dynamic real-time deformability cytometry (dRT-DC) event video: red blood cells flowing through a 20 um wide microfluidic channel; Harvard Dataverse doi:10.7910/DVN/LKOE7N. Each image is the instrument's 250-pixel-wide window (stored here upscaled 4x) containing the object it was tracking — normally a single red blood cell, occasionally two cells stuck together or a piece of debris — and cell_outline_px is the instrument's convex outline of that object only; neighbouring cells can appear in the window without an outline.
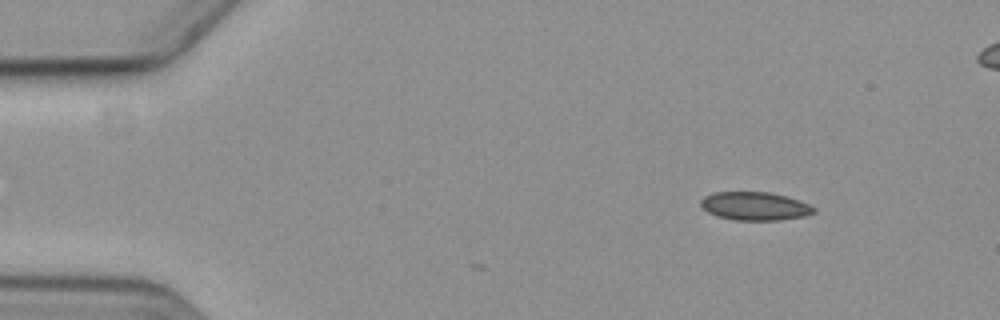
{"species": "common noctule bat (a hibernating species)", "species_latin": "Nyctalus noctula", "temperature_condition": "cold", "stored_images_in_passage": 2, "camera_frame_rate_fps": 3000, "um_per_image_px": 0.085, "animal": {"sex": "female", "body_mass_g": 19.3, "forearm_length_mm": 54.1}, "frame": {"image": 1, "passage_image": 2, "time_ms": 1.0, "image_size_px": [1000, 320], "cell_outline_px": [[816, 212], [804, 216], [780, 220], [732, 220], [716, 216], [708, 212], [700, 204], [700, 200], [704, 196], [716, 192], [768, 192], [784, 196], [808, 204], [816, 208]], "centroid_in_image_um": [64.14, 17.53], "position_along_channel_um": 20.9, "area_um2": 18.55}}